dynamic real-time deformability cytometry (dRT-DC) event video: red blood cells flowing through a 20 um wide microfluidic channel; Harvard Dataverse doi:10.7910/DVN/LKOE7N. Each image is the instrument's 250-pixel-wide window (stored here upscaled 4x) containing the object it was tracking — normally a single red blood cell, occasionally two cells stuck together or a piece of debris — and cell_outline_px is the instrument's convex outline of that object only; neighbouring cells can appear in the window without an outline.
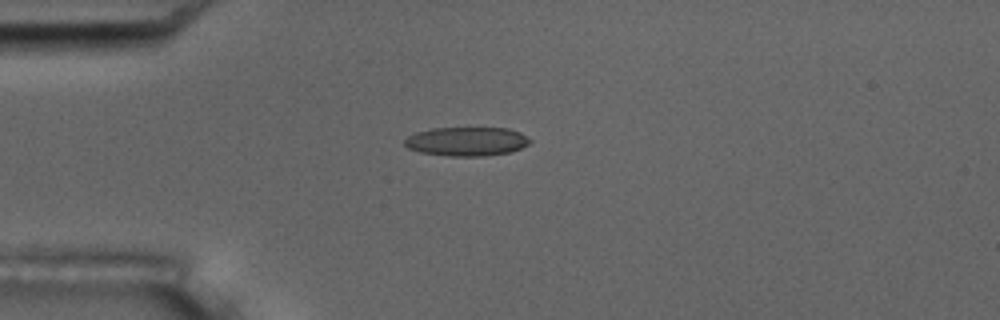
{"species": "common noctule bat (a hibernating species)", "species_latin": "Nyctalus noctula", "temperature_condition": "room temperature", "stored_images_in_passage": 5, "camera_frame_rate_fps": 3000, "um_per_image_px": 0.085, "animal": {"sex": "male", "body_mass_g": 17.5, "forearm_length_mm": 52.3}, "frame": {"image": 1, "passage_image": 3, "time_ms": 0.667, "image_size_px": [1000, 320], "cell_outline_px": [[532, 140], [528, 144], [512, 152], [484, 156], [448, 156], [420, 152], [408, 148], [404, 144], [404, 140], [408, 136], [416, 132], [432, 128], [508, 128], [520, 132]], "centroid_in_image_um": [39.67, 12.02], "position_along_channel_um": 45.3, "area_um2": 21.21}}